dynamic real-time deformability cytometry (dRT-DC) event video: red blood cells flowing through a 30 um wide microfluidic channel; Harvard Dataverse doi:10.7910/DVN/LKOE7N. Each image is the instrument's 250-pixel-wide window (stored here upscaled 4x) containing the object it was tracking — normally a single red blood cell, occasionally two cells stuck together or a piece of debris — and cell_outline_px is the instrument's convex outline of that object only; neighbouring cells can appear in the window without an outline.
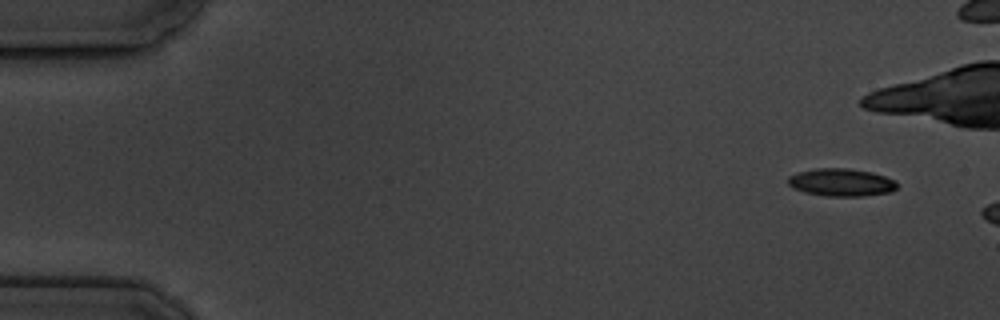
{"species": "common noctule bat (a hibernating species)", "species_latin": "Nyctalus noctula", "temperature_condition": "cold", "stored_images_in_passage": 3, "camera_frame_rate_fps": 3000, "um_per_image_px": 0.085, "animal": {"sex": "male", "body_mass_g": 19.5, "forearm_length_mm": 54.6}, "frame": {"image": 1, "passage_image": 1, "time_ms": 0.0, "image_size_px": [1000, 320], "cell_outline_px": [[896, 188], [892, 192], [860, 196], [828, 196], [804, 192], [792, 188], [788, 184], [788, 176], [800, 172], [816, 168], [848, 168], [872, 172], [896, 180]], "centroid_in_image_um": [71.51, 15.5], "position_along_channel_um": 13.5, "area_um2": 17.57}}